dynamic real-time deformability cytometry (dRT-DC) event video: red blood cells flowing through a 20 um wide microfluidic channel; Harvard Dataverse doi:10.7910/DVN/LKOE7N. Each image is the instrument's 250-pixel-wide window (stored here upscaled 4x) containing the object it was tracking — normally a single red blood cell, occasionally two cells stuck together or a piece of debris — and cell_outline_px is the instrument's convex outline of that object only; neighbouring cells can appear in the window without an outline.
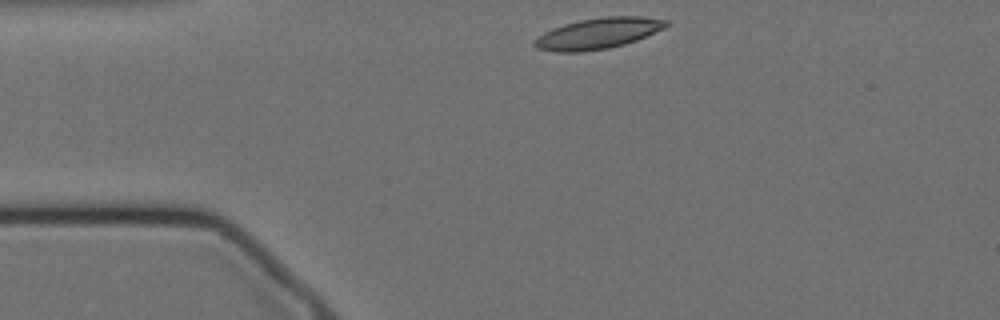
{"species": "Egyptian fruit bat (a non-hibernating species)", "species_latin": "Rousettus aegyptiacus", "temperature_condition": "cold", "stored_images_in_passage": 47, "camera_frame_rate_fps": 3000, "um_per_image_px": 0.085, "animal": {"sex": "female"}, "frame": {"image": 1, "passage_image": 1, "time_ms": 0.0, "image_size_px": [1000, 320], "cell_outline_px": [[668, 24], [664, 28], [636, 40], [624, 44], [608, 48], [580, 52], [556, 52], [536, 48], [532, 44], [532, 40], [544, 32], [552, 28], [564, 24], [580, 20], [604, 16], [640, 16], [668, 20]], "centroid_in_image_um": [50.79, 2.84], "position_along_channel_um": 34.2, "area_um2": 23.7}}
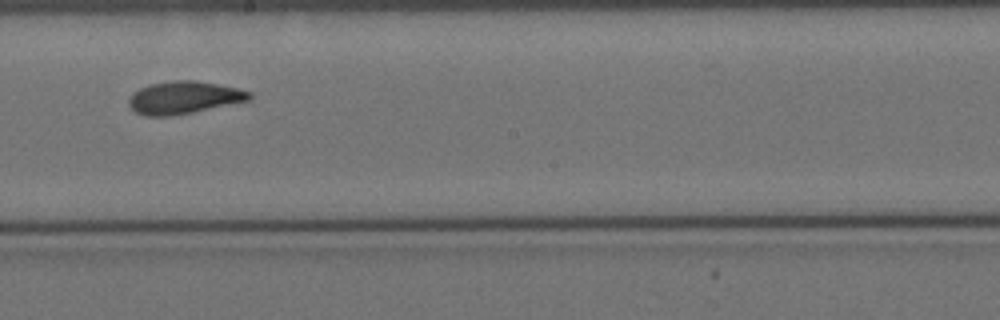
{"frame": {"image": 2, "passage_image": 21, "time_ms": 6.667, "image_size_px": [1000, 320], "cell_outline_px": [[252, 96], [248, 100], [192, 112], [172, 116], [144, 116], [136, 112], [128, 104], [128, 96], [132, 92], [140, 88], [152, 84], [172, 80], [192, 80], [216, 84], [236, 88], [252, 92]], "centroid_in_image_um": [15.57, 8.29], "position_along_channel_um": 232.6, "area_um2": 22.66}}
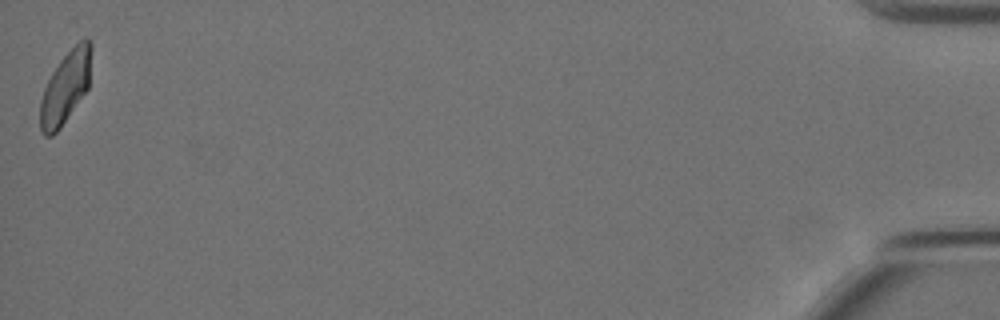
{"frame": {"image": 3, "passage_image": 47, "time_ms": 15.333, "image_size_px": [1000, 320], "cell_outline_px": [[92, 48], [88, 88], [60, 128], [52, 136], [44, 136], [40, 132], [40, 100], [44, 88], [52, 72], [60, 60], [84, 36], [92, 44]], "centroid_in_image_um": [5.56, 7.43], "position_along_channel_um": 429.6, "area_um2": 21.39}, "authors_computed_cell_mechanics": {"area_um2": 22.4264, "velocity_mm_per_s": 3.459, "shape_relaxation_time_tau1_ms": 8.7609, "shape_relaxation_time_tau2_ms": 2.9888, "deformation_change_tau1": 0.2031, "deformation_change_tau2": 0.0978}}